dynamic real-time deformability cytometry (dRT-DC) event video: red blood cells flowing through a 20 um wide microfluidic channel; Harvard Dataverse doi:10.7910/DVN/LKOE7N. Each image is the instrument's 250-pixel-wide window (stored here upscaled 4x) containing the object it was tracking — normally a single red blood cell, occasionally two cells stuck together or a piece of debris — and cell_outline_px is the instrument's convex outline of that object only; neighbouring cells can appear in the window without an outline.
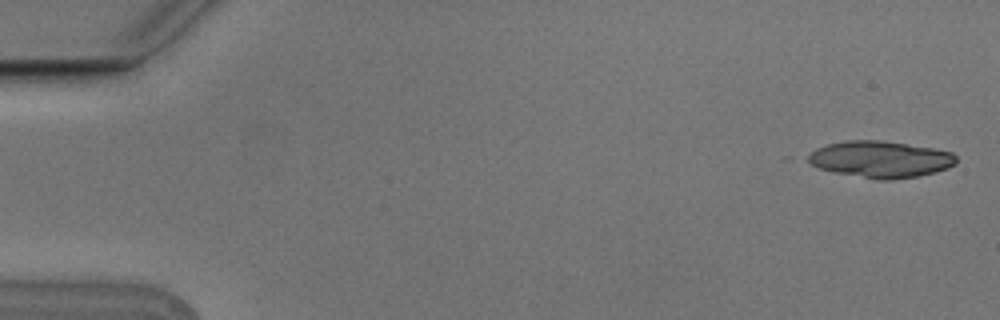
{"species": "Egyptian fruit bat (a non-hibernating species)", "species_latin": "Rousettus aegyptiacus", "temperature_condition": "cold", "stored_images_in_passage": 5, "camera_frame_rate_fps": 3000, "um_per_image_px": 0.085, "animal": {"sex": "male"}, "frame": {"image": 1, "passage_image": 1, "time_ms": 0.0, "image_size_px": [1000, 320], "cell_outline_px": [[956, 164], [948, 168], [936, 172], [916, 176], [892, 180], [880, 180], [836, 172], [820, 168], [804, 160], [804, 156], [816, 148], [828, 144], [844, 140], [880, 140], [936, 148], [952, 152], [956, 156]], "centroid_in_image_um": [74.83, 13.53], "position_along_channel_um": 10.2, "area_um2": 31.79}}